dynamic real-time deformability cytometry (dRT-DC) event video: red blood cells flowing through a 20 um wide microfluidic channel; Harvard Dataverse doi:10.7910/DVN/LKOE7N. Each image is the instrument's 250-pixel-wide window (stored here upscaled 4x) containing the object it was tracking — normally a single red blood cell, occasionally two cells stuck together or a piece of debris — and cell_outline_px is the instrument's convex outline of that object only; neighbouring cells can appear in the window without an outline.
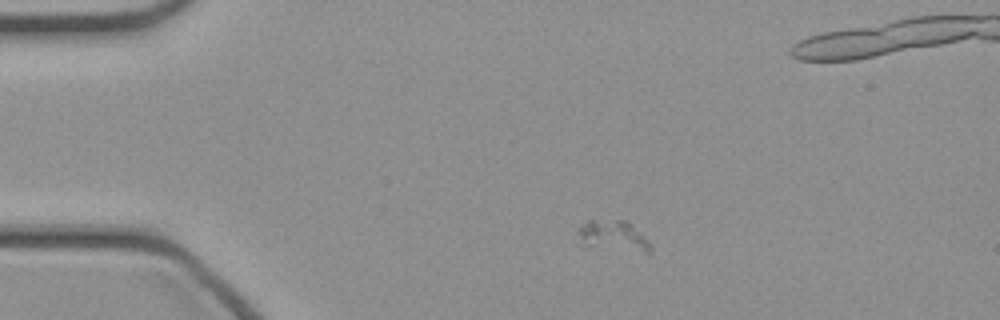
{"species": "common noctule bat (a hibernating species)", "species_latin": "Nyctalus noctula", "temperature_condition": "cold", "stored_images_in_passage": 46, "camera_frame_rate_fps": 3000, "um_per_image_px": 0.085, "animal": {"sex": "female", "body_mass_g": 21.9}, "frame": {"image": 1, "passage_image": 6, "time_ms": 1.667, "image_size_px": [1000, 320], "cell_outline_px": [[652, 252], [648, 256], [584, 248], [576, 232], [576, 228], [588, 220], [628, 220], [652, 244]], "centroid_in_image_um": [52.16, 20.16], "position_along_channel_um": 32.8, "area_um2": 14.51}}
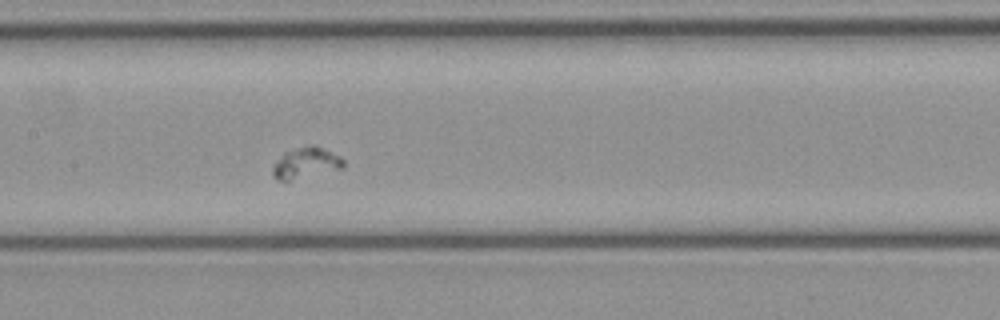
{"frame": {"image": 2, "passage_image": 20, "time_ms": 6.333, "image_size_px": [1000, 320], "cell_outline_px": [[344, 168], [288, 180], [276, 180], [272, 176], [272, 168], [284, 152], [312, 144], [316, 144], [340, 156], [344, 160]], "centroid_in_image_um": [26.02, 13.83], "position_along_channel_um": 181.4, "area_um2": 12.6}}
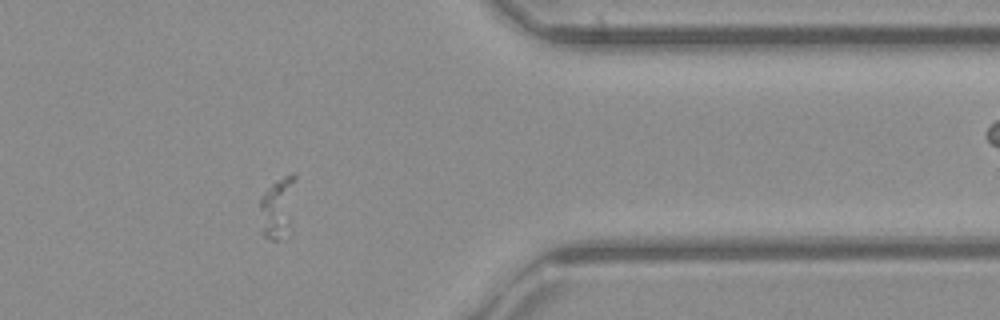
{"frame": {"image": 3, "passage_image": 36, "time_ms": 11.667, "image_size_px": [1000, 320], "cell_outline_px": [[296, 180], [292, 232], [276, 240], [272, 240], [264, 236], [260, 232], [260, 196], [276, 180], [288, 172], [292, 172], [296, 176]], "centroid_in_image_um": [23.65, 17.65], "position_along_channel_um": 387.8, "area_um2": 13.7}}